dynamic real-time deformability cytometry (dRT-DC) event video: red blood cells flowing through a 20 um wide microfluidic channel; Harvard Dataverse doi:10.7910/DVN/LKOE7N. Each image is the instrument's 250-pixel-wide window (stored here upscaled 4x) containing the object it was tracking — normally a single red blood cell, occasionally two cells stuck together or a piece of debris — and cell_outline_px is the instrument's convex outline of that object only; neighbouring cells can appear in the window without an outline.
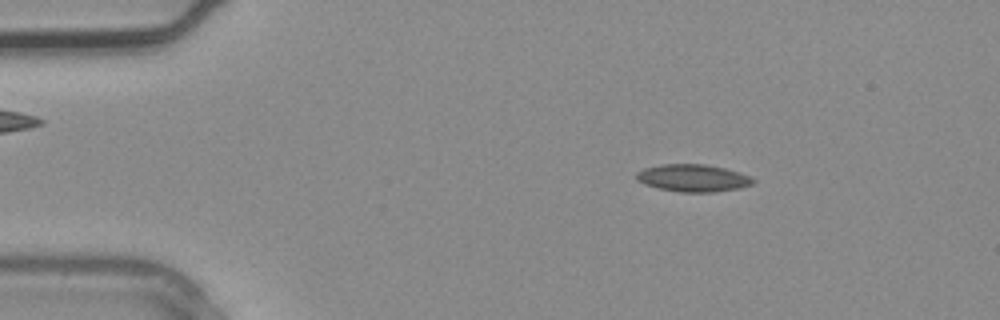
{"species": "common noctule bat (a hibernating species)", "species_latin": "Nyctalus noctula", "temperature_condition": "warm", "stored_images_in_passage": 3, "segment_of_instrument_passage": [1, 2], "camera_frame_rate_fps": 3000, "um_per_image_px": 0.085, "animal": {"sex": "male", "body_mass_g": 20.4}, "frame": {"image": 1, "passage_image": 1, "time_ms": 0.0, "image_size_px": [1000, 320], "cell_outline_px": [[756, 180], [752, 184], [740, 188], [716, 192], [680, 192], [660, 188], [644, 184], [636, 180], [636, 172], [644, 168], [664, 164], [704, 164], [724, 168], [740, 172]], "centroid_in_image_um": [58.9, 15.13], "position_along_channel_um": 26.1, "area_um2": 18.55}}